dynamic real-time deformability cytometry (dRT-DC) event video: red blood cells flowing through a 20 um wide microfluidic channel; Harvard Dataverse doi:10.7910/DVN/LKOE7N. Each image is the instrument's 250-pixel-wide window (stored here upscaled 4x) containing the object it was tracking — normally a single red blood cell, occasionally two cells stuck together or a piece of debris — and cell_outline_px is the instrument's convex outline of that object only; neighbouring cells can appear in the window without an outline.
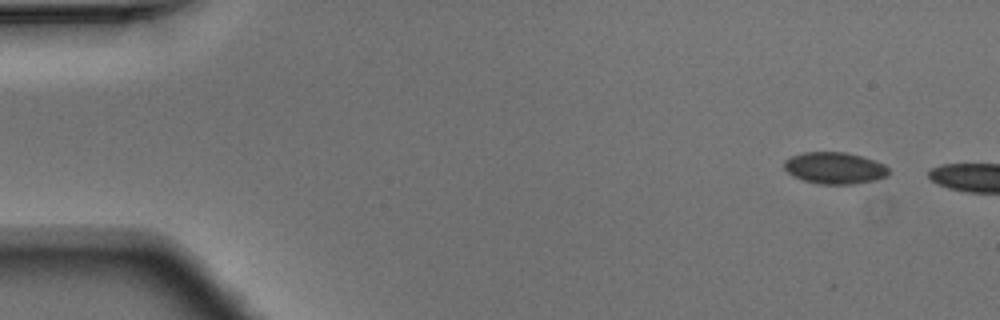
{"species": "Egyptian fruit bat (a non-hibernating species)", "species_latin": "Rousettus aegyptiacus", "temperature_condition": "warm", "stored_images_in_passage": 3, "camera_frame_rate_fps": 3000, "um_per_image_px": 0.085, "animal": {"sex": "male"}, "frame": {"image": 1, "passage_image": 1, "time_ms": 0.0, "image_size_px": [1000, 320], "cell_outline_px": [[888, 176], [876, 180], [852, 184], [816, 184], [792, 176], [784, 168], [784, 160], [800, 152], [844, 152], [860, 156], [884, 164], [888, 168]], "centroid_in_image_um": [70.92, 14.29], "position_along_channel_um": 14.1, "area_um2": 19.31}}